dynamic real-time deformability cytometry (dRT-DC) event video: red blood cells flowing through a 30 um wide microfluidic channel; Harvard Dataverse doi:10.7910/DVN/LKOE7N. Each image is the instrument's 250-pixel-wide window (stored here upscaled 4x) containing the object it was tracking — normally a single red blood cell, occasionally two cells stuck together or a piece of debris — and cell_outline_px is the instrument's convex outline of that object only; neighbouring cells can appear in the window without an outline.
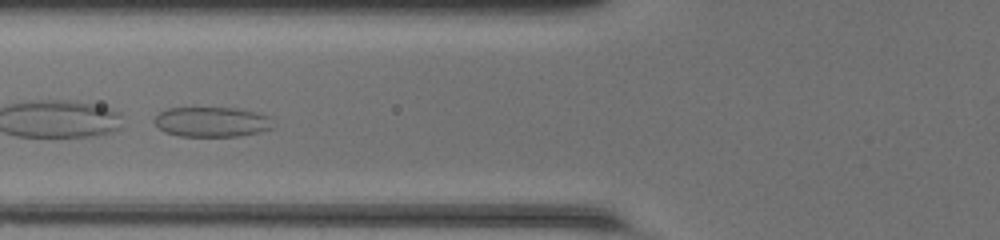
{"species": "common noctule bat (a hibernating species)", "species_latin": "Nyctalus noctula", "temperature_condition": "room temperature", "stored_images_in_passage": 17, "camera_frame_rate_fps": 3000, "um_per_image_px": 0.085, "animal": {"sex": "female", "body_mass_g": 20.0, "forearm_length_mm": 54.0}, "frame": {"image": 1, "passage_image": 12, "time_ms": 3.667, "image_size_px": [1000, 240], "cell_outline_px": [[272, 128], [256, 132], [236, 136], [180, 136], [164, 132], [156, 124], [156, 116], [160, 112], [168, 108], [236, 108], [252, 112], [264, 116]], "centroid_in_image_um": [17.9, 10.36], "position_along_channel_um": 107.9, "area_um2": 19.94}}
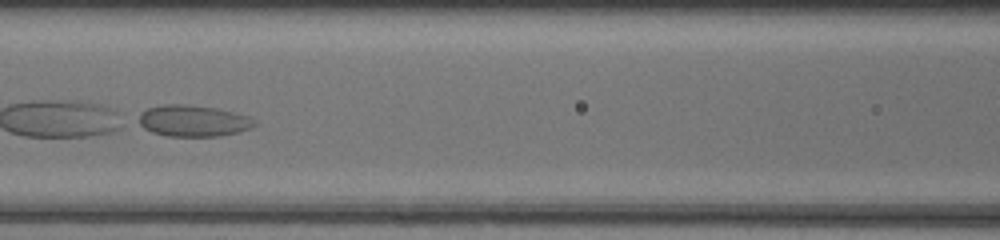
{"frame": {"image": 2, "passage_image": 15, "time_ms": 4.667, "image_size_px": [1000, 240], "cell_outline_px": [[256, 124], [248, 128], [236, 132], [220, 136], [168, 136], [152, 132], [144, 128], [140, 124], [140, 112], [148, 108], [160, 104], [188, 104], [216, 108], [248, 116], [256, 120]], "centroid_in_image_um": [16.4, 10.26], "position_along_channel_um": 150.2, "area_um2": 21.04}}